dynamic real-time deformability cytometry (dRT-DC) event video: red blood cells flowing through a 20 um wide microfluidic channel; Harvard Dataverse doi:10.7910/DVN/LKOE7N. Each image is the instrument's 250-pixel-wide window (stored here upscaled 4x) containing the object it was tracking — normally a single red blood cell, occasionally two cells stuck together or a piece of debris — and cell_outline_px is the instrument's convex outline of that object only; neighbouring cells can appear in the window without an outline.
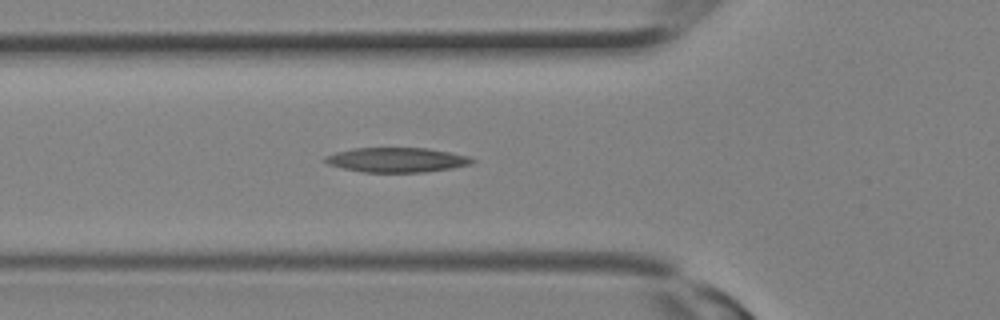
{"species": "Egyptian fruit bat (a non-hibernating species)", "species_latin": "Rousettus aegyptiacus", "temperature_condition": "room temperature", "stored_images_in_passage": 7, "camera_frame_rate_fps": 3000, "um_per_image_px": 0.085, "animal": {"sex": "female"}, "frame": {"image": 1, "passage_image": 5, "time_ms": 1.333, "image_size_px": [1000, 320], "cell_outline_px": [[476, 160], [472, 164], [452, 168], [424, 172], [364, 172], [344, 168], [328, 164], [324, 160], [324, 156], [336, 152], [356, 148], [428, 148], [468, 156]], "centroid_in_image_um": [33.74, 13.59], "position_along_channel_um": 92.1, "area_um2": 20.98}}
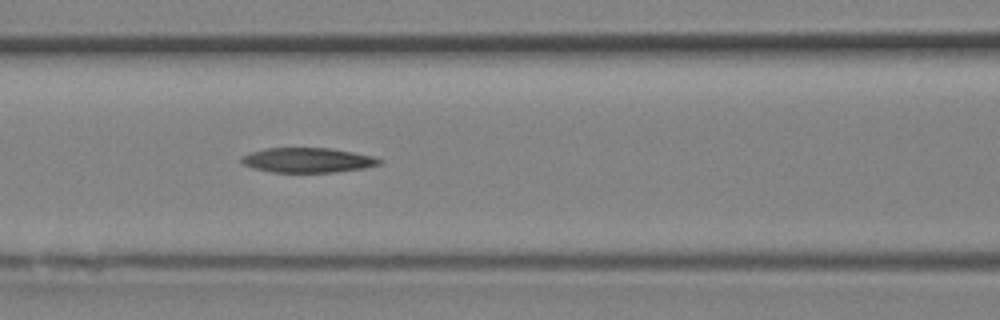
{"frame": {"image": 2, "passage_image": 7, "time_ms": 2.0, "image_size_px": [1000, 320], "cell_outline_px": [[384, 160], [380, 164], [360, 168], [332, 172], [272, 172], [252, 168], [244, 164], [240, 160], [240, 156], [252, 152], [268, 148], [328, 148], [352, 152], [372, 156]], "centroid_in_image_um": [26.11, 13.61], "position_along_channel_um": 140.5, "area_um2": 19.65}}